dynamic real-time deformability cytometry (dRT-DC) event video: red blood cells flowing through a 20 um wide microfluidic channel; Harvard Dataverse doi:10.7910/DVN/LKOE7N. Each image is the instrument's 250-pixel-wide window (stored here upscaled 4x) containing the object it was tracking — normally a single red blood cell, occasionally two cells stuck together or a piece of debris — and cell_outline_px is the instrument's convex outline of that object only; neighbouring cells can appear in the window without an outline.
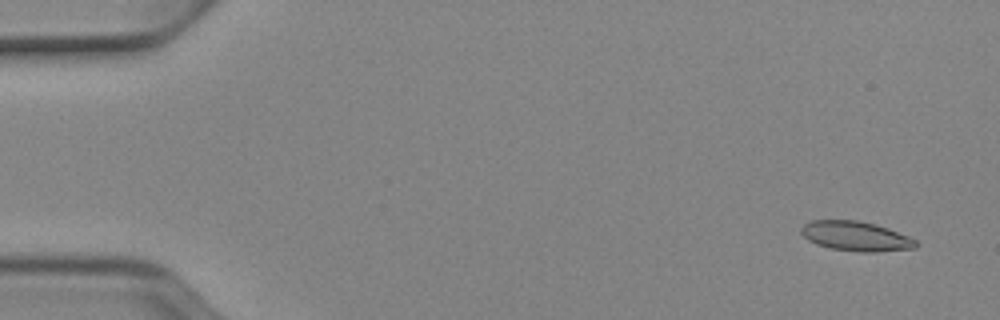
{"species": "Egyptian fruit bat (a non-hibernating species)", "species_latin": "Rousettus aegyptiacus", "temperature_condition": "cold", "stored_images_in_passage": 52, "camera_frame_rate_fps": 3000, "um_per_image_px": 0.085, "animal": {"sex": "female"}, "frame": {"image": 1, "passage_image": 3, "time_ms": 0.667, "image_size_px": [1000, 320], "cell_outline_px": [[920, 244], [916, 248], [876, 252], [860, 252], [832, 248], [816, 244], [808, 240], [800, 232], [800, 228], [804, 224], [812, 220], [856, 220], [876, 224], [888, 228], [908, 236], [916, 240]], "centroid_in_image_um": [72.76, 20.07], "position_along_channel_um": 12.2, "area_um2": 19.88}}
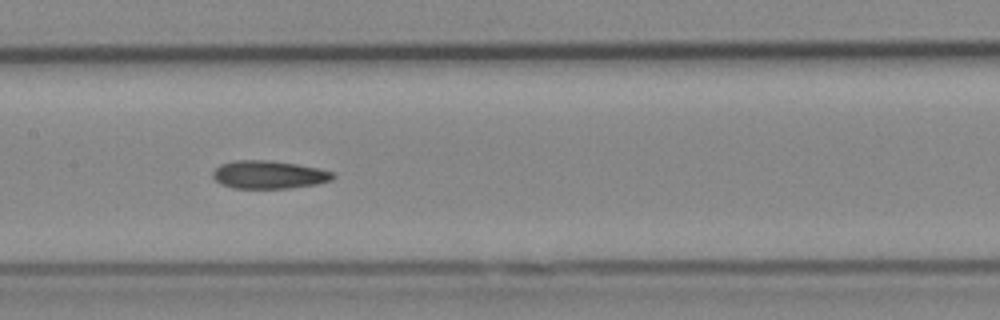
{"frame": {"image": 2, "passage_image": 26, "time_ms": 8.333, "image_size_px": [1000, 320], "cell_outline_px": [[336, 176], [332, 180], [316, 184], [292, 188], [232, 188], [220, 184], [212, 176], [212, 172], [220, 164], [236, 160], [268, 160], [296, 164], [316, 168], [332, 172]], "centroid_in_image_um": [22.83, 14.85], "position_along_channel_um": 184.6, "area_um2": 19.59}}
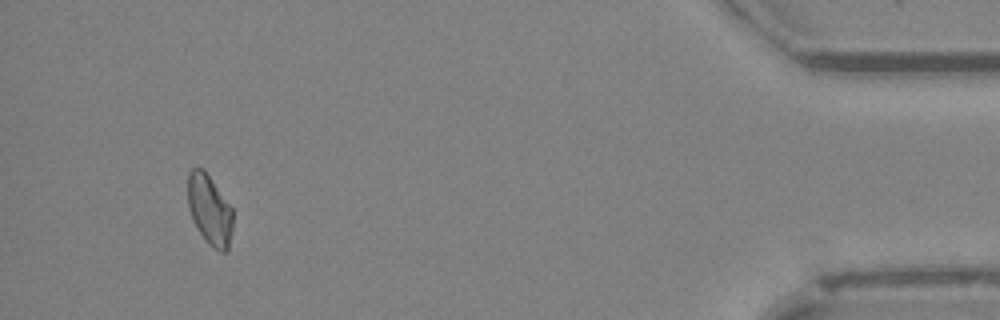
{"frame": {"image": 3, "passage_image": 49, "time_ms": 16.0, "image_size_px": [1000, 320], "cell_outline_px": [[232, 232], [228, 252], [220, 252], [208, 244], [204, 240], [192, 220], [188, 208], [188, 172], [192, 168], [204, 168], [232, 208]], "centroid_in_image_um": [17.81, 17.85], "position_along_channel_um": 417.4, "area_um2": 18.67}, "authors_computed_cell_mechanics": {"area_um2": 19.2763, "velocity_mm_per_s": 3.9189, "shape_relaxation_time_tau1_ms": null, "shape_relaxation_time_tau2_ms": 5.5184, "deformation_change_tau1": null, "deformation_change_tau2": 0.1076}}